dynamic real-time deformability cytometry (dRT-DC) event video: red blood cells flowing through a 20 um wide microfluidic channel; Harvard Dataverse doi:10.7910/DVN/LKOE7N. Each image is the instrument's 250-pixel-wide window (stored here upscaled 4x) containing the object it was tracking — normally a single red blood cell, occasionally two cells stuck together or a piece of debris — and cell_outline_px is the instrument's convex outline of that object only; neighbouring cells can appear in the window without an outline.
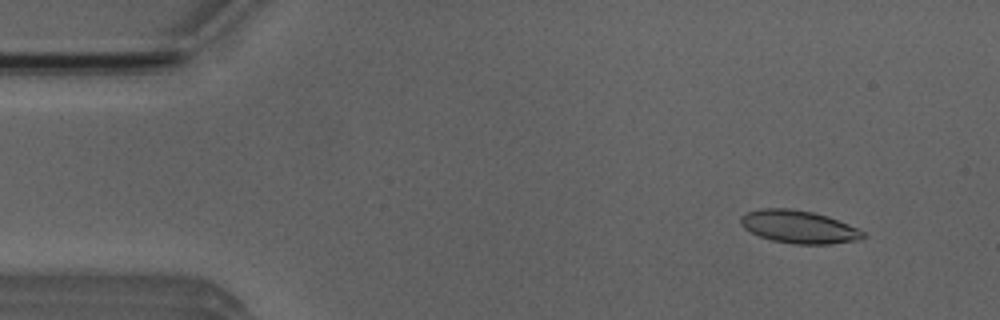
{"species": "Egyptian fruit bat (a non-hibernating species)", "species_latin": "Rousettus aegyptiacus", "temperature_condition": "room temperature", "stored_images_in_passage": 4, "camera_frame_rate_fps": 3000, "um_per_image_px": 0.085, "animal": {"sex": "male"}, "frame": {"image": 1, "passage_image": 1, "time_ms": 0.0, "image_size_px": [1000, 320], "cell_outline_px": [[864, 236], [860, 240], [832, 244], [792, 244], [772, 240], [760, 236], [744, 228], [740, 224], [740, 216], [748, 212], [760, 208], [792, 208], [812, 212], [828, 216], [848, 224], [864, 232]], "centroid_in_image_um": [67.89, 19.28], "position_along_channel_um": 17.1, "area_um2": 23.41}}